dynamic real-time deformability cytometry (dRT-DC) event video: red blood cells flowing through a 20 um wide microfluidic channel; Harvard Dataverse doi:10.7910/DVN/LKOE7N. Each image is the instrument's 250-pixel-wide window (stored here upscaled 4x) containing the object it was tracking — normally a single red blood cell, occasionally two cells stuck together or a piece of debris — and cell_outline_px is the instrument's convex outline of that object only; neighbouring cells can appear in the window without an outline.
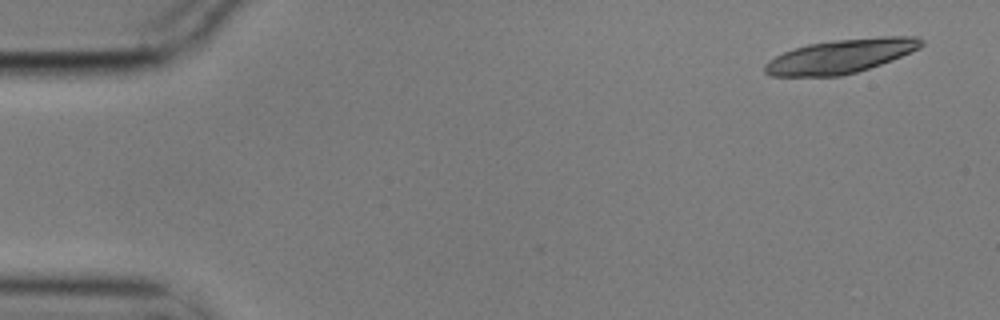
{"species": "common noctule bat (a hibernating species)", "species_latin": "Nyctalus noctula", "temperature_condition": "cold", "stored_images_in_passage": 5, "camera_frame_rate_fps": 3000, "um_per_image_px": 0.085, "animal": {"sex": "male", "body_mass_g": 17.9}, "frame": {"image": 1, "passage_image": 1, "time_ms": 0.0, "image_size_px": [1000, 320], "cell_outline_px": [[924, 44], [920, 48], [912, 52], [892, 60], [856, 72], [840, 76], [772, 76], [764, 72], [764, 64], [768, 60], [784, 52], [808, 44], [832, 40], [880, 36], [916, 36], [924, 40]], "centroid_in_image_um": [71.49, 4.77], "position_along_channel_um": 13.5, "area_um2": 31.04}}